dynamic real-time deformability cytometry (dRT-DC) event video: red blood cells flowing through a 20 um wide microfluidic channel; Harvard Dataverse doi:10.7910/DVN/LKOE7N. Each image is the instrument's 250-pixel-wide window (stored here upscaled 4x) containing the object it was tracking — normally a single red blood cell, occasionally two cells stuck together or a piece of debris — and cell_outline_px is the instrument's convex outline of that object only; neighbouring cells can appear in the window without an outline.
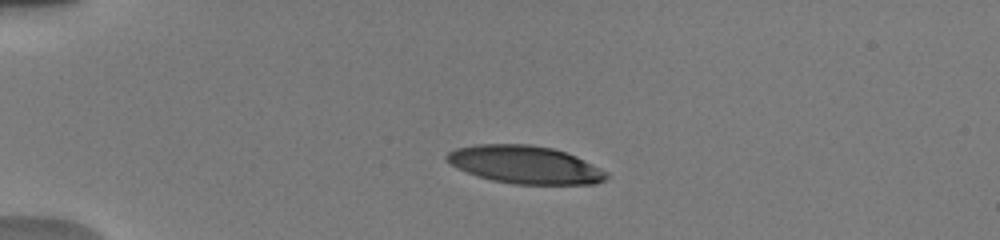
{"species": "human", "species_latin": "Homo sapiens", "temperature_condition": "warm", "stored_images_in_passage": 7, "camera_frame_rate_fps": 3000, "um_per_image_px": 0.085, "donor": {"sex": "male"}, "frame": {"image": 1, "passage_image": 1, "time_ms": 0.0, "image_size_px": [1000, 240], "cell_outline_px": [[608, 176], [604, 180], [596, 184], [512, 184], [492, 180], [476, 176], [444, 160], [444, 156], [448, 152], [456, 148], [472, 144], [532, 144], [552, 148], [568, 152], [608, 172]], "centroid_in_image_um": [44.62, 13.99], "position_along_channel_um": 40.4, "area_um2": 35.37}}
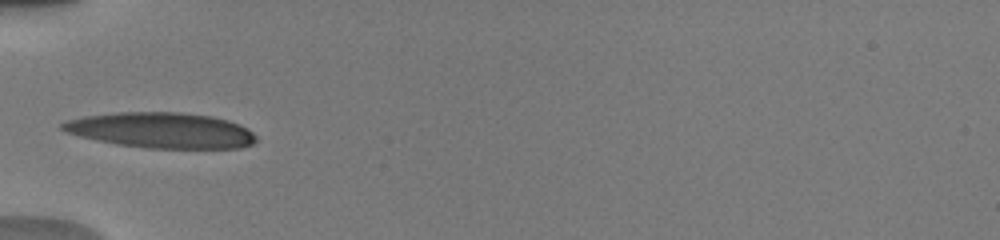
{"frame": {"image": 2, "passage_image": 4, "time_ms": 2.0, "image_size_px": [1000, 240], "cell_outline_px": [[256, 140], [252, 144], [240, 148], [148, 148], [116, 144], [96, 140], [64, 132], [60, 128], [60, 124], [68, 120], [84, 116], [120, 112], [180, 112], [212, 116], [228, 120], [240, 124], [248, 128], [256, 136]], "centroid_in_image_um": [13.72, 11.07], "position_along_channel_um": 71.3, "area_um2": 40.23}}
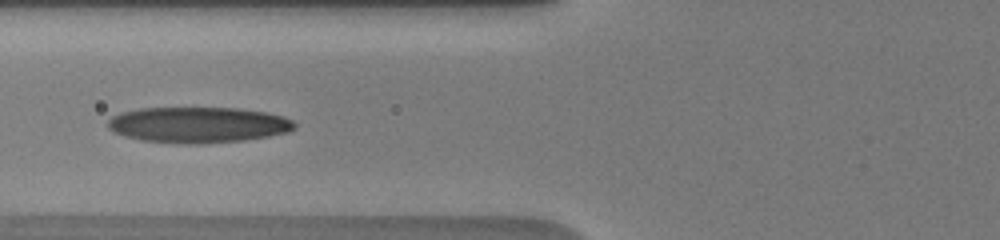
{"frame": {"image": 3, "passage_image": 6, "time_ms": 3.0, "image_size_px": [1000, 240], "cell_outline_px": [[296, 128], [288, 132], [268, 136], [244, 140], [200, 144], [188, 144], [140, 140], [124, 136], [112, 132], [108, 128], [108, 120], [112, 116], [120, 112], [140, 108], [240, 108], [268, 112], [284, 116], [292, 120], [296, 124]], "centroid_in_image_um": [16.84, 10.61], "position_along_channel_um": 109.0, "area_um2": 39.3}}